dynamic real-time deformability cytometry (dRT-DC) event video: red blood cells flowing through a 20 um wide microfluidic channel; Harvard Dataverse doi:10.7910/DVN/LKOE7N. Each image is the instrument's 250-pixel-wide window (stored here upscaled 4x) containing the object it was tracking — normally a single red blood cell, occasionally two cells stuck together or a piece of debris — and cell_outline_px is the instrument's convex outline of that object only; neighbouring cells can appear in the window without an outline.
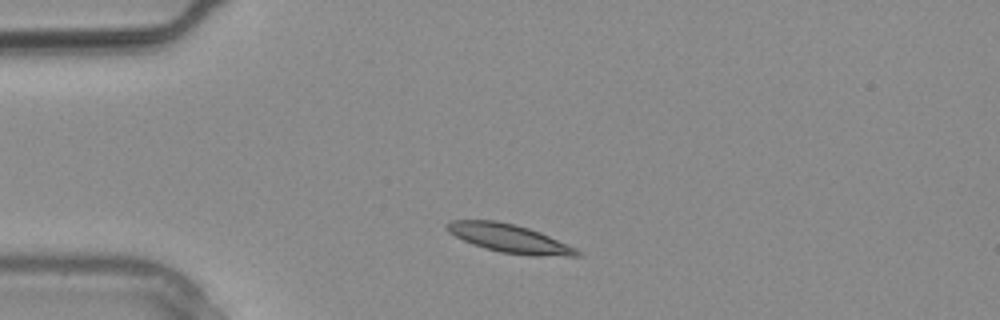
{"species": "common noctule bat (a hibernating species)", "species_latin": "Nyctalus noctula", "temperature_condition": "warm", "stored_images_in_passage": 2, "camera_frame_rate_fps": 3000, "um_per_image_px": 0.085, "animal": {"sex": "male", "body_mass_g": 20.4}, "frame": {"image": 1, "passage_image": 2, "time_ms": 0.333, "image_size_px": [1000, 320], "cell_outline_px": [[580, 256], [532, 256], [500, 252], [472, 244], [448, 232], [444, 228], [444, 224], [452, 220], [496, 220], [528, 228], [540, 232], [576, 248], [580, 252]], "centroid_in_image_um": [43.27, 20.26], "position_along_channel_um": 41.7, "area_um2": 21.44}}